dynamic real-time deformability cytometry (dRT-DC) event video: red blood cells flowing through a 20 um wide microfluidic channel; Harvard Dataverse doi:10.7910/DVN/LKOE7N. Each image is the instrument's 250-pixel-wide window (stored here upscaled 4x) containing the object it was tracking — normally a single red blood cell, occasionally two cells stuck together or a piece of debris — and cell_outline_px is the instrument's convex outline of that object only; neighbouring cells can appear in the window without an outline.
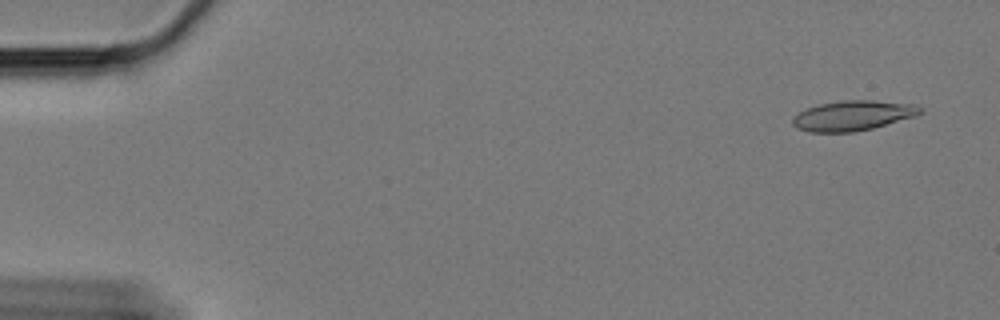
{"species": "Egyptian fruit bat (a non-hibernating species)", "species_latin": "Rousettus aegyptiacus", "temperature_condition": "cold", "stored_images_in_passage": 60, "camera_frame_rate_fps": 3000, "um_per_image_px": 0.085, "animal": {"sex": "female"}, "frame": {"image": 1, "passage_image": 3, "time_ms": 0.667, "image_size_px": [1000, 320], "cell_outline_px": [[924, 112], [916, 116], [872, 128], [856, 132], [808, 132], [796, 128], [792, 124], [792, 120], [800, 112], [808, 108], [820, 104], [840, 100], [872, 100], [916, 104], [924, 108]], "centroid_in_image_um": [72.54, 9.82], "position_along_channel_um": 12.5, "area_um2": 22.43}}
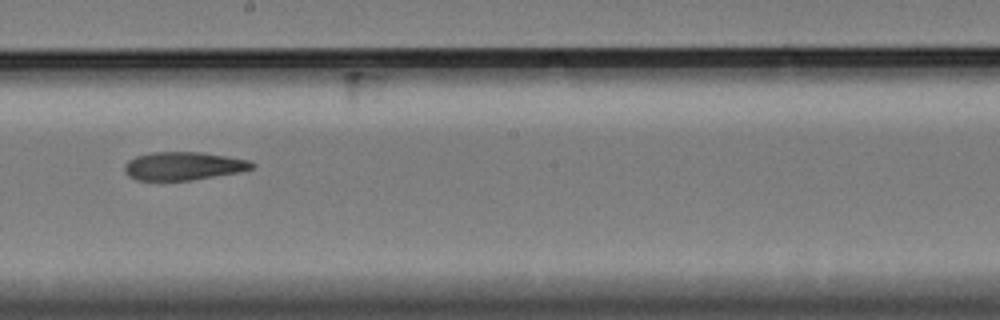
{"frame": {"image": 2, "passage_image": 34, "time_ms": 11.0, "image_size_px": [1000, 320], "cell_outline_px": [[256, 164], [252, 168], [236, 172], [188, 180], [136, 180], [128, 176], [124, 172], [124, 164], [128, 160], [136, 156], [152, 152], [200, 152], [248, 160]], "centroid_in_image_um": [15.5, 14.1], "position_along_channel_um": 232.7, "area_um2": 20.63}}
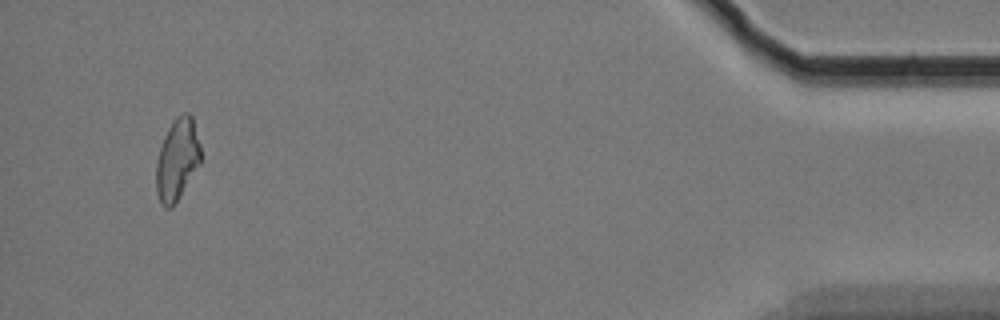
{"frame": {"image": 3, "passage_image": 57, "time_ms": 18.667, "image_size_px": [1000, 320], "cell_outline_px": [[200, 164], [172, 208], [164, 208], [160, 204], [156, 192], [156, 160], [164, 136], [168, 128], [176, 116], [184, 112], [188, 112], [192, 116], [200, 144]], "centroid_in_image_um": [15.05, 13.56], "position_along_channel_um": 420.2, "area_um2": 21.27}, "authors_computed_cell_mechanics": {"area_um2": 21.6461, "velocity_mm_per_s": 3.3479, "shape_relaxation_time_tau1_ms": 10.7962, "shape_relaxation_time_tau2_ms": 5.7002, "deformation_change_tau1": 0.2385, "deformation_change_tau2": 0.1554}}